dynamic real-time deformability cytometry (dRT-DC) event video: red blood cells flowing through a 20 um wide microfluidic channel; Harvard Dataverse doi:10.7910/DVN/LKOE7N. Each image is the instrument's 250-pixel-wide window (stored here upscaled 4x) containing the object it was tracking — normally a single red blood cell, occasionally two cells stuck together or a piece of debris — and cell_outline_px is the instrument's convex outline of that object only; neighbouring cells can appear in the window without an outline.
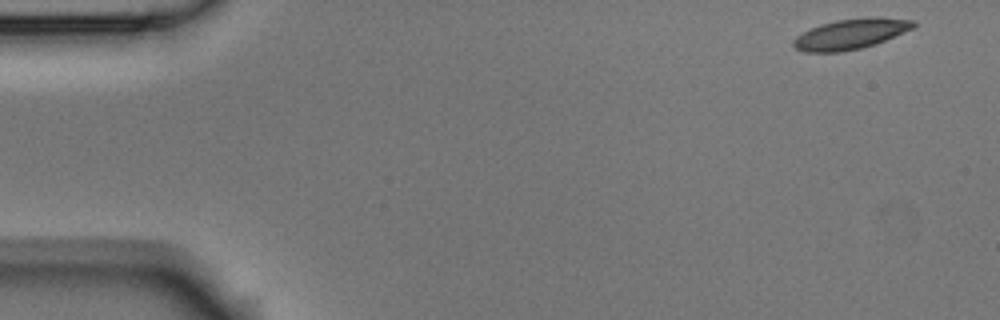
{"species": "Egyptian fruit bat (a non-hibernating species)", "species_latin": "Rousettus aegyptiacus", "temperature_condition": "room temperature", "stored_images_in_passage": 3, "camera_frame_rate_fps": 3000, "um_per_image_px": 0.085, "animal": {"sex": "male"}, "frame": {"image": 1, "passage_image": 1, "time_ms": 0.0, "image_size_px": [1000, 320], "cell_outline_px": [[916, 28], [876, 44], [860, 48], [840, 52], [804, 52], [796, 48], [792, 44], [792, 40], [796, 36], [820, 24], [836, 20], [916, 20]], "centroid_in_image_um": [72.25, 2.95], "position_along_channel_um": 12.7, "area_um2": 20.29}}
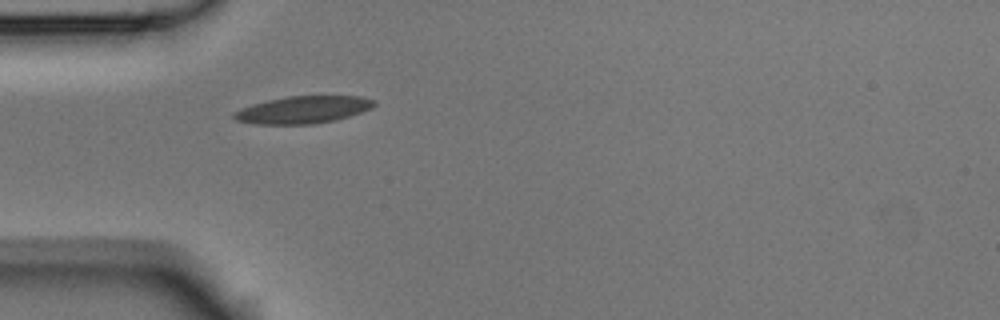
{"frame": {"image": 2, "passage_image": 3, "time_ms": 0.667, "image_size_px": [1000, 320], "cell_outline_px": [[376, 104], [372, 108], [348, 116], [332, 120], [312, 124], [256, 124], [236, 120], [232, 116], [232, 112], [240, 108], [252, 104], [268, 100], [288, 96], [360, 96], [376, 100]], "centroid_in_image_um": [25.73, 9.32], "position_along_channel_um": 59.3, "area_um2": 22.2}}